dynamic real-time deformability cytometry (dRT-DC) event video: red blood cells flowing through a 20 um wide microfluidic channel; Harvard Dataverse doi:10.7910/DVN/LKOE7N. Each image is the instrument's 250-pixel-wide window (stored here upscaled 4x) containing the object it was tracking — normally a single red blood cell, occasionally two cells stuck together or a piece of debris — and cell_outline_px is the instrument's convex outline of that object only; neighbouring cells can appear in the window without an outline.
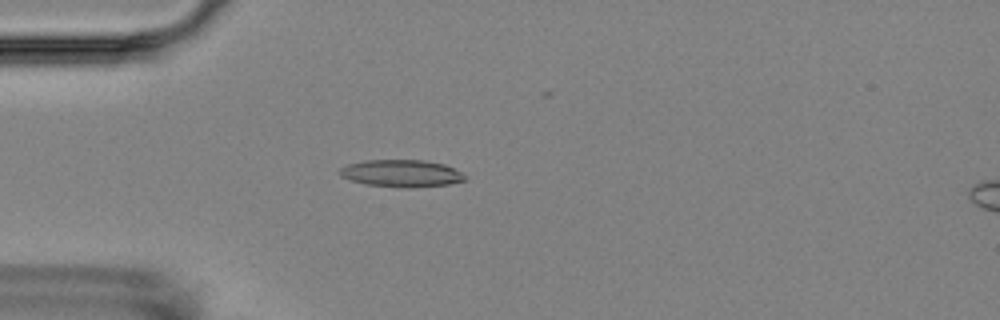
{"species": "Egyptian fruit bat (a non-hibernating species)", "species_latin": "Rousettus aegyptiacus", "temperature_condition": "room temperature", "stored_images_in_passage": 5, "camera_frame_rate_fps": 3000, "um_per_image_px": 0.085, "animal": {"sex": "female"}, "frame": {"image": 1, "passage_image": 4, "time_ms": 4.667, "image_size_px": [1000, 320], "cell_outline_px": [[468, 176], [464, 180], [448, 184], [408, 188], [404, 188], [364, 184], [340, 176], [336, 172], [340, 168], [348, 164], [364, 160], [424, 160], [444, 164]], "centroid_in_image_um": [34.08, 14.73], "position_along_channel_um": 50.9, "area_um2": 19.88}}